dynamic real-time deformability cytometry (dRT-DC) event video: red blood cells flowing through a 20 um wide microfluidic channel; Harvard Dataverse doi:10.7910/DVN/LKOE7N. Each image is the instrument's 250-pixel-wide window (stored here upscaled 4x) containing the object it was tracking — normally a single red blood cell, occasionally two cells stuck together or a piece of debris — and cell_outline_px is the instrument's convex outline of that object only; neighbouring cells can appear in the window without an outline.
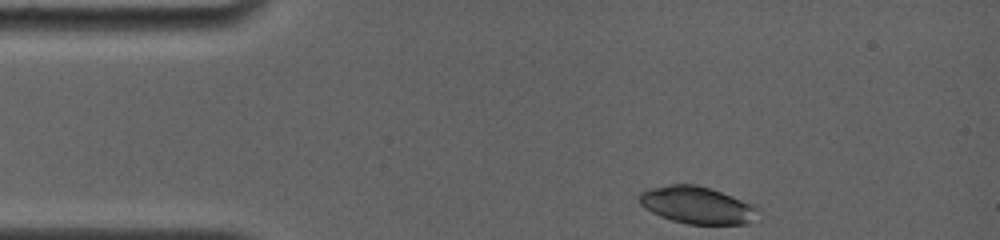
{"species": "common noctule bat (a hibernating species)", "species_latin": "Nyctalus noctula", "temperature_condition": "room temperature", "stored_images_in_passage": 7, "camera_frame_rate_fps": 4000, "um_per_image_px": 0.085, "animal": {"sex": "female", "body_mass_g": 19.0, "forearm_length_mm": 56.7}, "frame": {"image": 1, "passage_image": 1, "time_ms": 0.0, "image_size_px": [1000, 240], "cell_outline_px": [[760, 220], [748, 224], [688, 224], [672, 220], [660, 216], [644, 208], [640, 204], [640, 192], [648, 188], [668, 184], [696, 184], [756, 204], [760, 208]], "centroid_in_image_um": [59.34, 17.45], "position_along_channel_um": 25.7, "area_um2": 26.24}}